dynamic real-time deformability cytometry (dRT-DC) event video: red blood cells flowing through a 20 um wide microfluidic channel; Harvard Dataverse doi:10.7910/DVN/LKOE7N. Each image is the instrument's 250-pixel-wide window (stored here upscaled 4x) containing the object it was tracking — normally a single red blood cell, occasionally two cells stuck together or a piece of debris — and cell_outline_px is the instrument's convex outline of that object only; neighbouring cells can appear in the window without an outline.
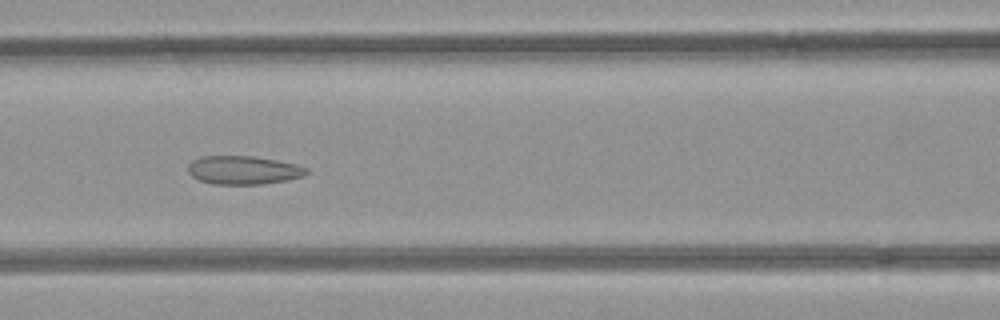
{"species": "common noctule bat (a hibernating species)", "species_latin": "Nyctalus noctula", "temperature_condition": "room temperature", "stored_images_in_passage": 44, "camera_frame_rate_fps": 3000, "um_per_image_px": 0.085, "animal": {"sex": "female", "body_mass_g": 21.9}, "frame": {"image": 1, "passage_image": 17, "time_ms": 5.333, "image_size_px": [1000, 320], "cell_outline_px": [[308, 172], [304, 176], [288, 180], [260, 184], [212, 184], [200, 180], [192, 176], [188, 172], [188, 164], [192, 160], [200, 156], [256, 156], [296, 164], [308, 168]], "centroid_in_image_um": [20.69, 14.45], "position_along_channel_um": 145.9, "area_um2": 19.77}}
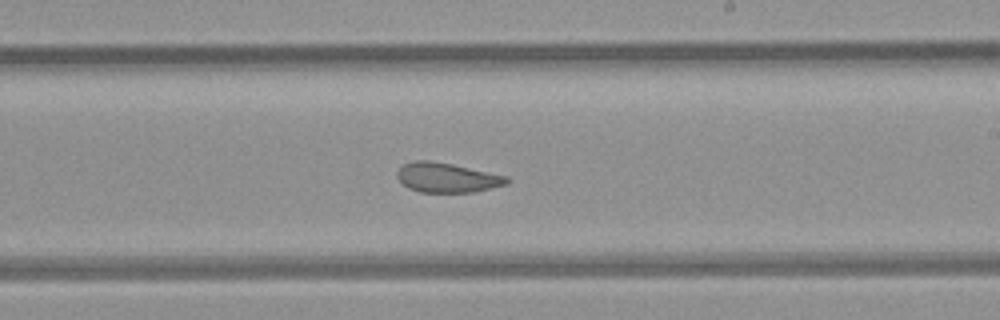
{"frame": {"image": 2, "passage_image": 25, "time_ms": 8.0, "image_size_px": [1000, 320], "cell_outline_px": [[508, 184], [472, 192], [420, 192], [408, 188], [396, 176], [396, 172], [404, 164], [416, 160], [428, 160], [452, 164], [508, 176]], "centroid_in_image_um": [37.99, 15.09], "position_along_channel_um": 251.0, "area_um2": 18.79}}
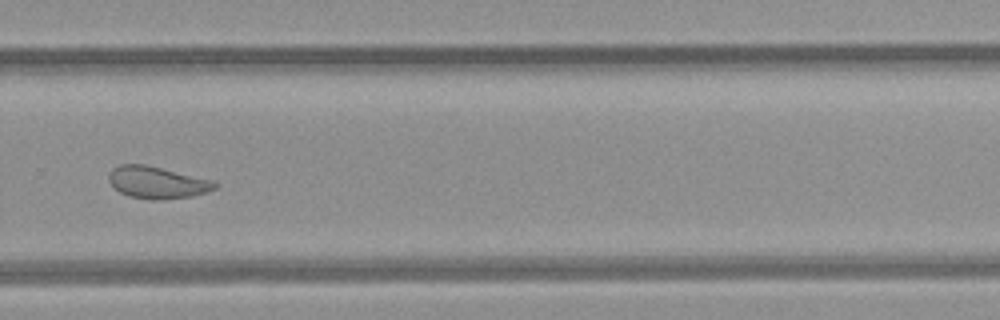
{"frame": {"image": 3, "passage_image": 30, "time_ms": 9.667, "image_size_px": [1000, 320], "cell_outline_px": [[220, 184], [216, 188], [192, 196], [160, 200], [152, 200], [128, 196], [112, 188], [108, 180], [108, 172], [112, 168], [120, 164], [144, 164], [212, 180]], "centroid_in_image_um": [13.3, 15.51], "position_along_channel_um": 316.5, "area_um2": 19.88}, "authors_computed_cell_mechanics": {"area_um2": 19.7098, "velocity_mm_per_s": 3.9457, "shape_relaxation_time_tau1_ms": null, "shape_relaxation_time_tau2_ms": 1.8586, "deformation_change_tau1": null, "deformation_change_tau2": 0.0855}}